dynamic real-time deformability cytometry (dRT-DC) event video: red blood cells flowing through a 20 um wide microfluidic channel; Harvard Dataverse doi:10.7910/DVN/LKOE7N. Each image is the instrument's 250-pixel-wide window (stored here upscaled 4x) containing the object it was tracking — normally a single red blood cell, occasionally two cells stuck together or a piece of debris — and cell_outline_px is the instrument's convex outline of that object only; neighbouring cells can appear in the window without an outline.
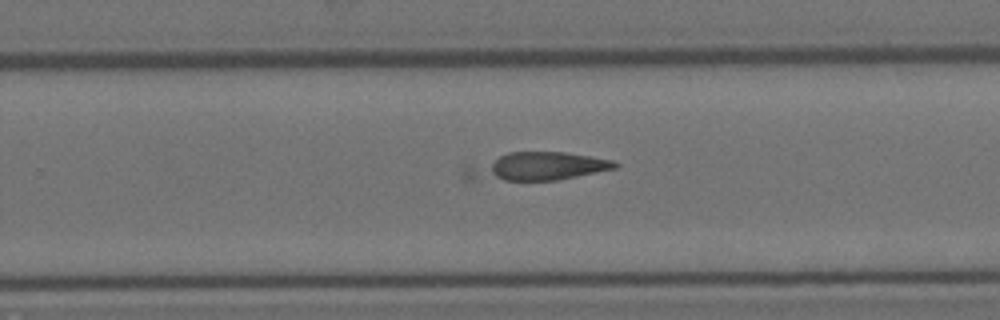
{"species": "Egyptian fruit bat (a non-hibernating species)", "species_latin": "Rousettus aegyptiacus", "temperature_condition": "room temperature", "stored_images_in_passage": 25, "camera_frame_rate_fps": 3000, "um_per_image_px": 0.085, "animal": {"sex": "female"}, "frame": {"image": 1, "passage_image": 16, "time_ms": 5.0, "image_size_px": [1000, 320], "cell_outline_px": [[620, 164], [616, 168], [556, 180], [464, 180], [460, 172], [464, 164], [508, 152], [564, 152], [612, 160]], "centroid_in_image_um": [45.43, 14.15], "position_along_channel_um": 284.4, "area_um2": 24.91}}
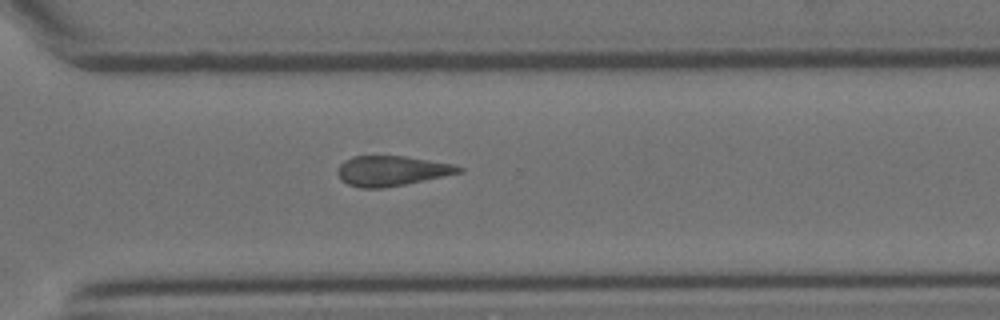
{"frame": {"image": 2, "passage_image": 18, "time_ms": 5.667, "image_size_px": [1000, 320], "cell_outline_px": [[464, 172], [384, 188], [360, 188], [348, 184], [340, 180], [336, 172], [340, 164], [344, 160], [352, 156], [404, 156], [452, 164], [464, 168]], "centroid_in_image_um": [33.26, 14.52], "position_along_channel_um": 337.3, "area_um2": 21.21}}
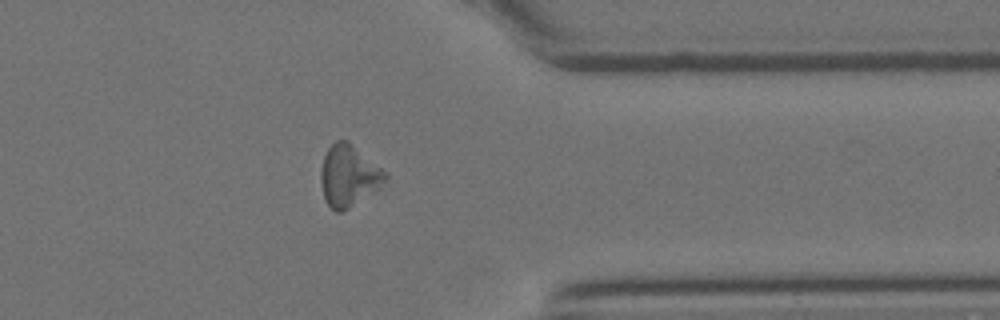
{"frame": {"image": 3, "passage_image": 20, "time_ms": 6.333, "image_size_px": [1000, 320], "cell_outline_px": [[388, 176], [384, 180], [348, 208], [340, 212], [336, 212], [324, 200], [320, 180], [320, 172], [324, 156], [328, 148], [336, 140], [348, 140], [388, 172]], "centroid_in_image_um": [29.59, 14.88], "position_along_channel_um": 381.8, "area_um2": 22.54}}